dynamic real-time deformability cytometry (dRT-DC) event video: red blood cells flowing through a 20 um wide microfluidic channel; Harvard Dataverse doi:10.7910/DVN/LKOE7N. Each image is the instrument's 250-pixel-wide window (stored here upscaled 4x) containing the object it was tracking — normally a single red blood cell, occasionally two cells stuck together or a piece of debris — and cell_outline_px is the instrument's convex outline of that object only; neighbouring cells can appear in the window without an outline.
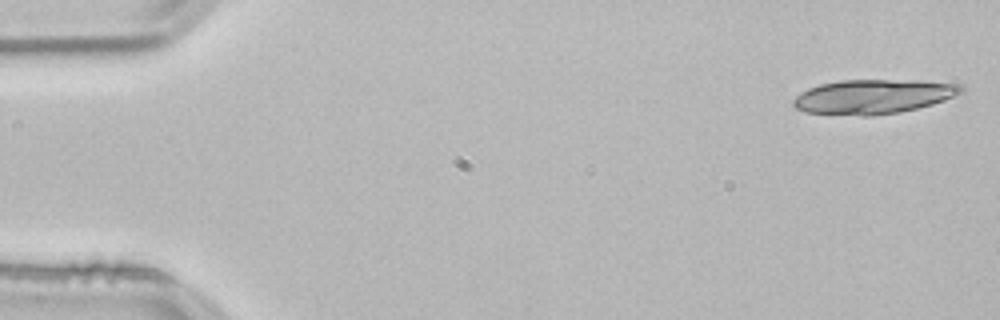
{"species": "common noctule bat (a hibernating species)", "species_latin": "Nyctalus noctula", "temperature_condition": "room temperature", "stored_images_in_passage": 16, "camera_frame_rate_fps": 3000, "um_per_image_px": 0.085, "animal": {"sex": "male", "body_mass_g": 21.5, "forearm_length_mm": 52.0}, "frame": {"image": 1, "passage_image": 1, "time_ms": 0.0, "image_size_px": [1000, 320], "cell_outline_px": [[964, 88], [960, 92], [944, 100], [932, 104], [900, 112], [872, 116], [864, 116], [804, 112], [796, 108], [792, 104], [792, 100], [800, 92], [808, 88], [820, 84], [840, 80], [916, 80], [960, 84]], "centroid_in_image_um": [74.17, 8.21], "position_along_channel_um": 10.8, "area_um2": 33.58}}